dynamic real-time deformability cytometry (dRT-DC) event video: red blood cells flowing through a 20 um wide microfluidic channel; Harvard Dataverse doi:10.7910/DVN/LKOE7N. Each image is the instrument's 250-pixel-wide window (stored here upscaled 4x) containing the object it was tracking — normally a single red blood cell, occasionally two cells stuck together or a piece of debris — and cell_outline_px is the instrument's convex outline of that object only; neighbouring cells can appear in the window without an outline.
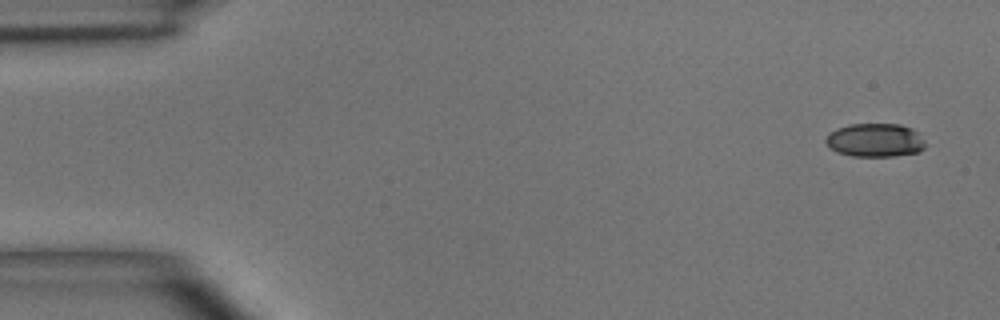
{"species": "common noctule bat (a hibernating species)", "species_latin": "Nyctalus noctula", "temperature_condition": "room temperature", "stored_images_in_passage": 9, "camera_frame_rate_fps": 3000, "um_per_image_px": 0.085, "animal": {"sex": "male", "body_mass_g": 15.6}, "frame": {"image": 1, "passage_image": 1, "time_ms": 0.0, "image_size_px": [1000, 320], "cell_outline_px": [[924, 148], [920, 152], [892, 156], [852, 156], [836, 152], [824, 140], [828, 132], [836, 128], [848, 124], [900, 124], [912, 128], [924, 140]], "centroid_in_image_um": [74.36, 11.91], "position_along_channel_um": 10.6, "area_um2": 19.54}}
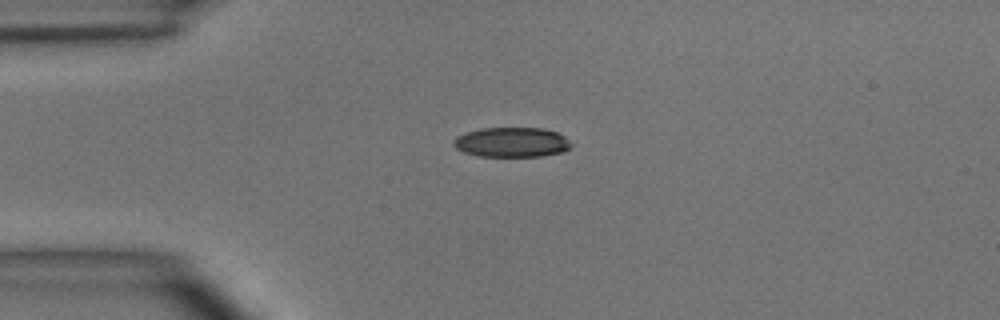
{"frame": {"image": 2, "passage_image": 3, "time_ms": 3.333, "image_size_px": [1000, 320], "cell_outline_px": [[572, 144], [564, 152], [540, 156], [480, 156], [464, 152], [456, 148], [452, 144], [452, 140], [456, 136], [480, 128], [544, 128], [556, 132], [564, 136]], "centroid_in_image_um": [43.48, 12.09], "position_along_channel_um": 41.5, "area_um2": 20.4}}
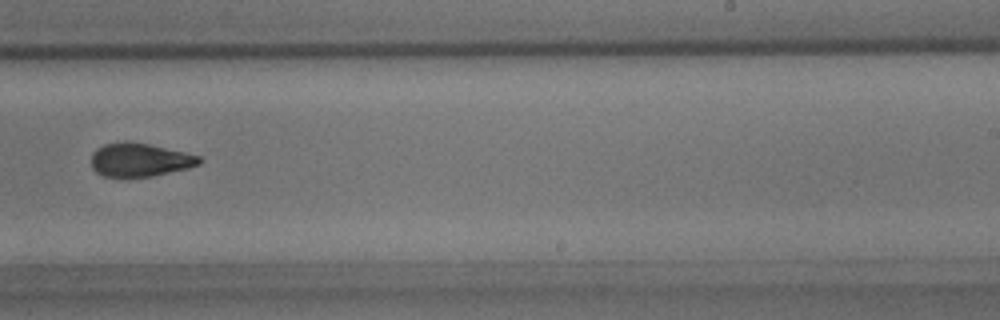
{"frame": {"image": 3, "passage_image": 9, "time_ms": 10.0, "image_size_px": [1000, 320], "cell_outline_px": [[204, 160], [200, 164], [188, 168], [152, 176], [104, 176], [96, 172], [92, 168], [92, 152], [96, 148], [104, 144], [124, 140], [148, 144], [184, 152], [200, 156]], "centroid_in_image_um": [11.88, 13.57], "position_along_channel_um": 277.1, "area_um2": 21.04}}